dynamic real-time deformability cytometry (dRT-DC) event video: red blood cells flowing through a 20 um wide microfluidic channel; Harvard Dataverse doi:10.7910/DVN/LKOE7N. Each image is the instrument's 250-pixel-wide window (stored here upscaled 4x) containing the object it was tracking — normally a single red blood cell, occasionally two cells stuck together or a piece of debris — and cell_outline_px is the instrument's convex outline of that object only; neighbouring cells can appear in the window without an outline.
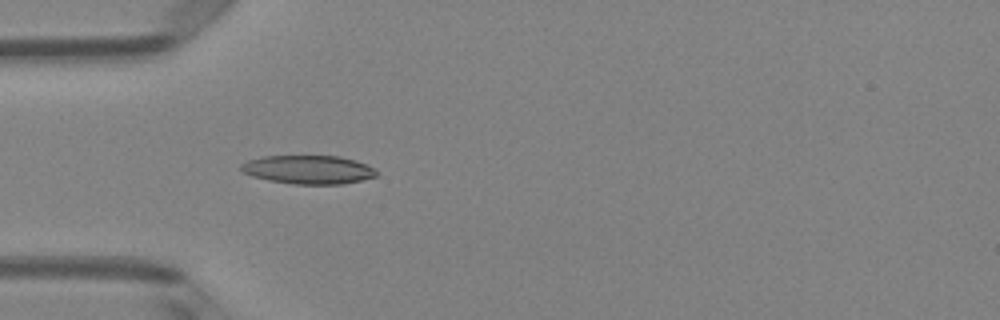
{"species": "Egyptian fruit bat (a non-hibernating species)", "species_latin": "Rousettus aegyptiacus", "temperature_condition": "room temperature", "stored_images_in_passage": 37, "camera_frame_rate_fps": 3000, "um_per_image_px": 0.085, "animal": {"sex": "female"}, "frame": {"image": 1, "passage_image": 2, "time_ms": 0.333, "image_size_px": [1000, 320], "cell_outline_px": [[376, 176], [344, 184], [292, 184], [268, 180], [252, 176], [244, 172], [240, 168], [240, 164], [248, 160], [264, 156], [340, 156], [356, 160], [372, 168], [376, 172]], "centroid_in_image_um": [26.18, 14.42], "position_along_channel_um": 58.8, "area_um2": 22.43}}
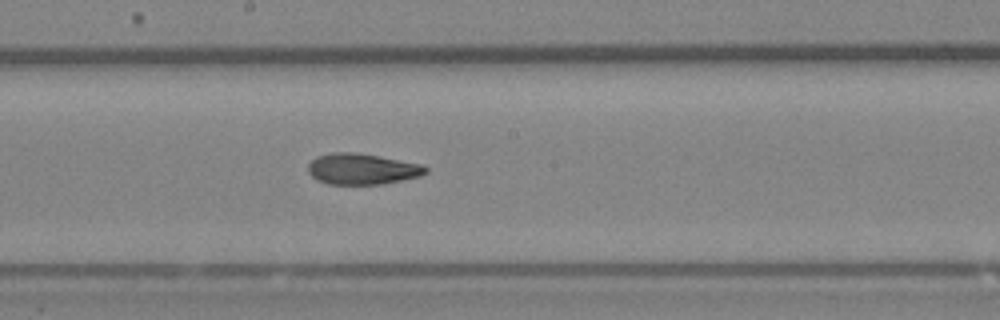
{"frame": {"image": 2, "passage_image": 14, "time_ms": 4.333, "image_size_px": [1000, 320], "cell_outline_px": [[428, 172], [420, 176], [380, 184], [328, 184], [316, 180], [308, 172], [308, 164], [316, 156], [332, 152], [356, 152], [424, 164], [428, 168]], "centroid_in_image_um": [30.77, 14.35], "position_along_channel_um": 217.4, "area_um2": 21.33}}
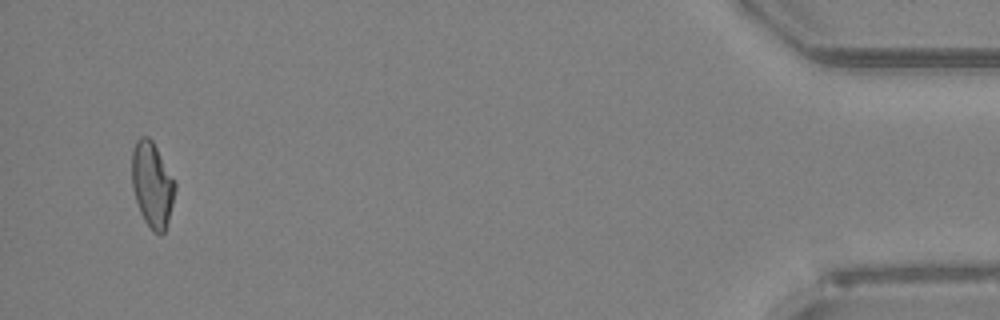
{"frame": {"image": 3, "passage_image": 35, "time_ms": 11.333, "image_size_px": [1000, 320], "cell_outline_px": [[176, 188], [168, 220], [164, 232], [160, 236], [152, 232], [144, 220], [140, 212], [132, 188], [132, 148], [136, 140], [140, 136], [148, 136], [152, 140], [176, 180]], "centroid_in_image_um": [12.94, 15.68], "position_along_channel_um": 422.3, "area_um2": 21.73}, "authors_computed_cell_mechanics": {"area_um2": 21.6172, "velocity_mm_per_s": 4.0553, "shape_relaxation_time_tau1_ms": 5.3212, "shape_relaxation_time_tau2_ms": 2.4414, "deformation_change_tau1": 0.1616, "deformation_change_tau2": 0.0943}}